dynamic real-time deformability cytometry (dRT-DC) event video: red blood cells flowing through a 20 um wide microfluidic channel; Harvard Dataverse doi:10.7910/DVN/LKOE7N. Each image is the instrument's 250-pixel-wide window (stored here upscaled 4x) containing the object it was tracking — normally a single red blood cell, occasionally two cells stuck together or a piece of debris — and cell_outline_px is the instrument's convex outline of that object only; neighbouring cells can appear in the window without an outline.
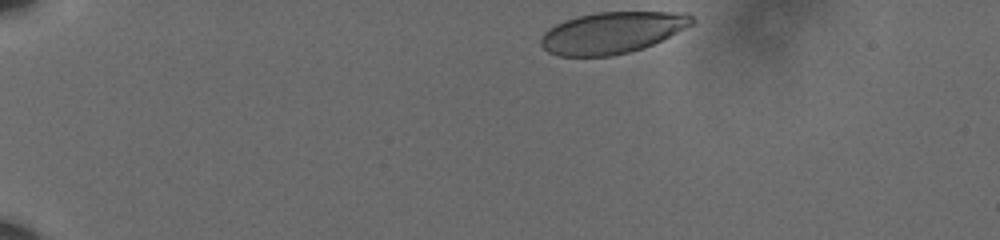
{"species": "human", "species_latin": "Homo sapiens", "temperature_condition": "cold", "stored_images_in_passage": 30, "camera_frame_rate_fps": 3000, "um_per_image_px": 0.085, "donor": {"sex": "male"}, "frame": {"image": 1, "passage_image": 1, "time_ms": 0.0, "image_size_px": [1000, 240], "cell_outline_px": [[692, 24], [652, 44], [628, 52], [612, 56], [560, 56], [548, 52], [540, 44], [540, 40], [544, 32], [548, 28], [564, 20], [596, 12], [688, 12], [692, 16]], "centroid_in_image_um": [51.98, 2.77], "position_along_channel_um": 33.0, "area_um2": 36.13}}
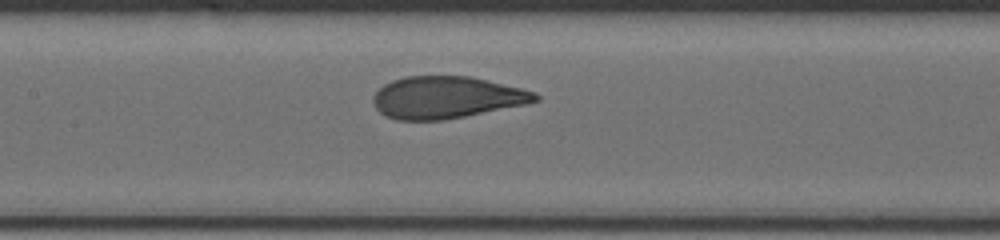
{"frame": {"image": 2, "passage_image": 17, "time_ms": 5.333, "image_size_px": [1000, 240], "cell_outline_px": [[540, 100], [524, 104], [444, 120], [396, 120], [384, 116], [376, 108], [372, 100], [372, 96], [384, 84], [392, 80], [404, 76], [472, 76], [536, 92], [540, 96]], "centroid_in_image_um": [37.91, 8.27], "position_along_channel_um": 169.5, "area_um2": 39.65}}
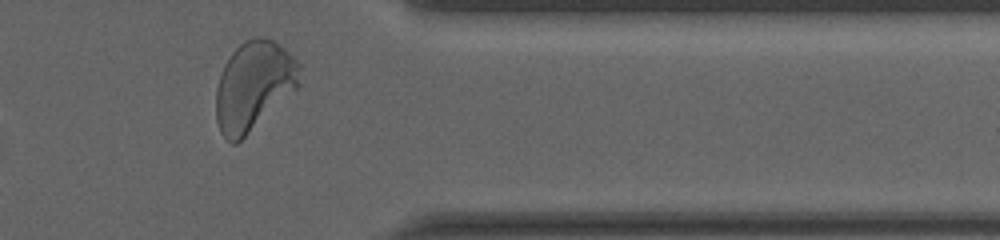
{"frame": {"image": 3, "passage_image": 30, "time_ms": 9.667, "image_size_px": [1000, 240], "cell_outline_px": [[300, 84], [296, 88], [236, 144], [232, 144], [220, 132], [216, 120], [216, 88], [224, 64], [232, 52], [244, 40], [252, 36], [264, 36], [272, 40], [284, 48], [300, 64]], "centroid_in_image_um": [21.54, 7.26], "position_along_channel_um": 389.9, "area_um2": 43.0}, "authors_computed_cell_mechanics": {"area_um2": 40.171, "velocity_mm_per_s": 3.6769, "shape_relaxation_time_tau1_ms": 2.4599, "shape_relaxation_time_tau2_ms": null, "deformation_change_tau1": 0.1741, "deformation_change_tau2": null}}